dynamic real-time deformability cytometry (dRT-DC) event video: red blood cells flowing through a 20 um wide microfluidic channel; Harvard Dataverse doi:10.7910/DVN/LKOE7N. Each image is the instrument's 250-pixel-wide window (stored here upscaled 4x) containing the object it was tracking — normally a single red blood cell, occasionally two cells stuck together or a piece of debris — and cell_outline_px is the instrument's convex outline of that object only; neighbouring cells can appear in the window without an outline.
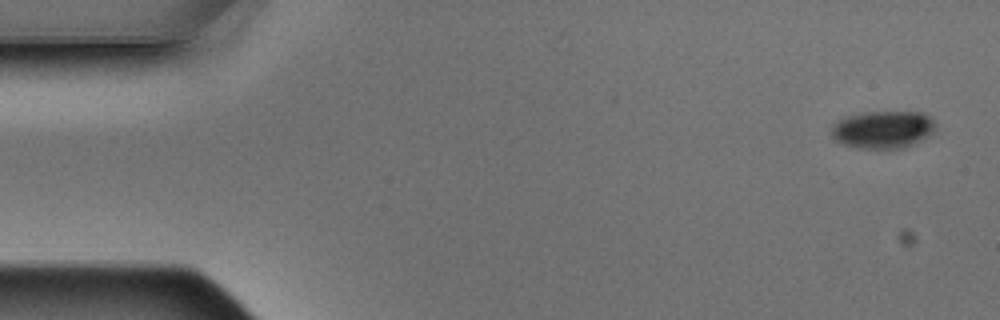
{"species": "Egyptian fruit bat (a non-hibernating species)", "species_latin": "Rousettus aegyptiacus", "temperature_condition": "warm", "stored_images_in_passage": 4, "camera_frame_rate_fps": 3000, "um_per_image_px": 0.085, "animal": {"sex": "male"}, "frame": {"image": 1, "passage_image": 1, "time_ms": 0.0, "image_size_px": [1000, 320], "cell_outline_px": [[936, 128], [932, 132], [912, 144], [904, 148], [856, 148], [844, 144], [836, 140], [832, 136], [832, 124], [836, 120], [848, 116], [864, 112], [924, 112], [932, 116], [936, 124]], "centroid_in_image_um": [75.05, 10.99], "position_along_channel_um": 9.9, "area_um2": 22.77}}
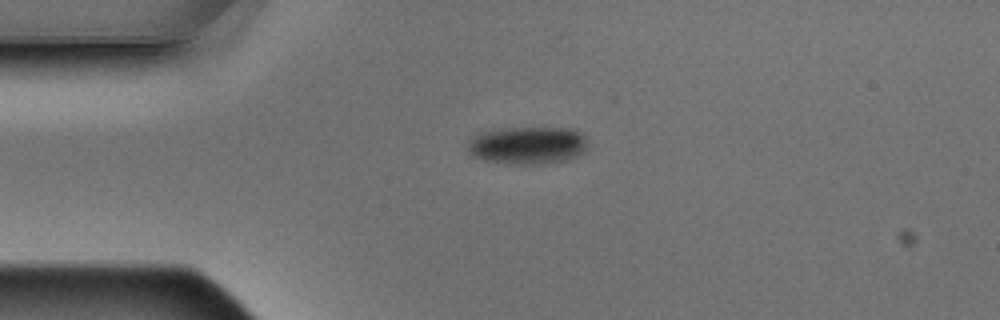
{"frame": {"image": 2, "passage_image": 4, "time_ms": 1.0, "image_size_px": [1000, 320], "cell_outline_px": [[584, 152], [568, 160], [544, 164], [508, 164], [484, 160], [472, 156], [468, 152], [468, 144], [476, 132], [508, 128], [572, 128], [580, 132], [584, 136]], "centroid_in_image_um": [44.8, 12.36], "position_along_channel_um": 40.2, "area_um2": 26.41}}